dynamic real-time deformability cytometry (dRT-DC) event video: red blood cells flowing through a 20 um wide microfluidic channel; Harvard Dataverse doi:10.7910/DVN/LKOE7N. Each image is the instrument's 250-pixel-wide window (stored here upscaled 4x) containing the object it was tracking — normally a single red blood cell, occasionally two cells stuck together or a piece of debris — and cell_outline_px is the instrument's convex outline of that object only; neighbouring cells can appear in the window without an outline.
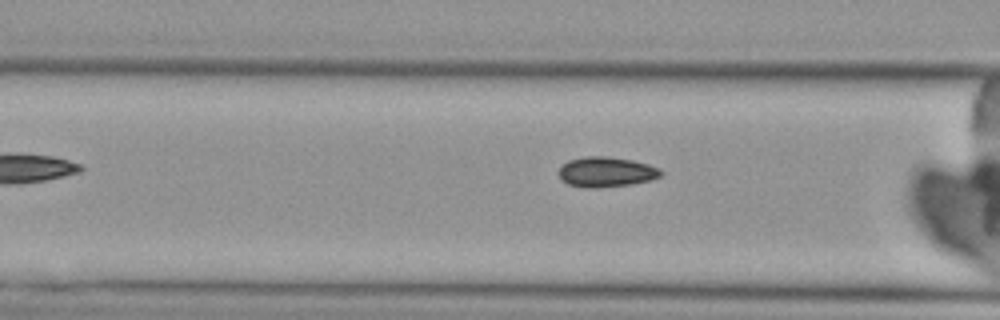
{"species": "Egyptian fruit bat (a non-hibernating species)", "species_latin": "Rousettus aegyptiacus", "temperature_condition": "cold", "stored_images_in_passage": 7, "camera_frame_rate_fps": 3000, "um_per_image_px": 0.085, "animal": {"sex": "female"}, "frame": {"image": 1, "passage_image": 7, "time_ms": 7.0, "image_size_px": [1000, 320], "cell_outline_px": [[664, 172], [660, 176], [652, 180], [632, 184], [596, 188], [584, 188], [568, 184], [560, 180], [556, 172], [568, 160], [584, 156], [608, 156], [632, 160], [648, 164], [660, 168]], "centroid_in_image_um": [51.51, 14.62], "position_along_channel_um": 115.1, "area_um2": 18.26}}